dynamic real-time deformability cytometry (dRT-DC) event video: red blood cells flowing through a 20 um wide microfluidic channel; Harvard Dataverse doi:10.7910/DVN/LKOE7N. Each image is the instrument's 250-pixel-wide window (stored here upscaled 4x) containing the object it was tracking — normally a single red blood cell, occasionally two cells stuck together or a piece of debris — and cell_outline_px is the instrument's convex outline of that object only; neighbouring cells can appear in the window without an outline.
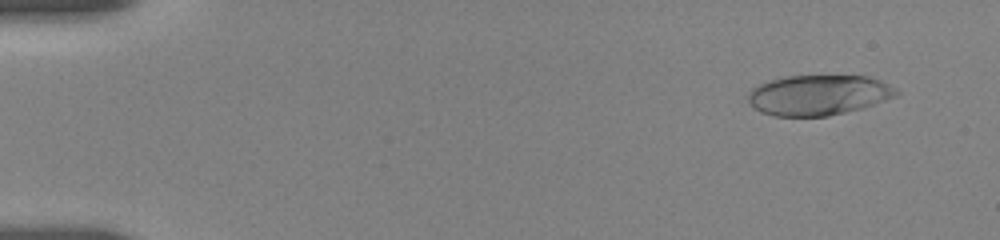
{"species": "human", "species_latin": "Homo sapiens", "temperature_condition": "room temperature", "stored_images_in_passage": 34, "camera_frame_rate_fps": 3000, "um_per_image_px": 0.085, "donor": {"sex": "female"}, "frame": {"image": 1, "passage_image": 7, "time_ms": 1.0, "image_size_px": [1000, 240], "cell_outline_px": [[900, 92], [896, 96], [860, 108], [828, 116], [772, 116], [760, 112], [748, 104], [748, 96], [752, 88], [760, 84], [784, 76], [868, 76], [880, 80], [896, 88]], "centroid_in_image_um": [69.54, 8.08], "position_along_channel_um": 15.5, "area_um2": 34.62}}
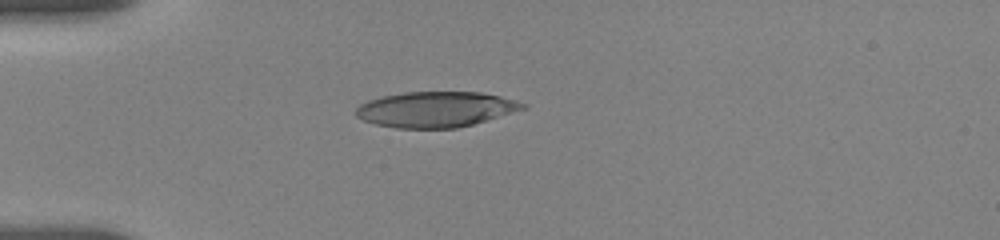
{"frame": {"image": 2, "passage_image": 30, "time_ms": 4.667, "image_size_px": [1000, 240], "cell_outline_px": [[528, 108], [472, 124], [456, 128], [396, 128], [376, 124], [364, 120], [356, 116], [356, 108], [360, 104], [368, 100], [380, 96], [404, 92], [480, 92], [500, 96], [528, 104]], "centroid_in_image_um": [37.04, 9.29], "position_along_channel_um": 48.0, "area_um2": 34.51}}